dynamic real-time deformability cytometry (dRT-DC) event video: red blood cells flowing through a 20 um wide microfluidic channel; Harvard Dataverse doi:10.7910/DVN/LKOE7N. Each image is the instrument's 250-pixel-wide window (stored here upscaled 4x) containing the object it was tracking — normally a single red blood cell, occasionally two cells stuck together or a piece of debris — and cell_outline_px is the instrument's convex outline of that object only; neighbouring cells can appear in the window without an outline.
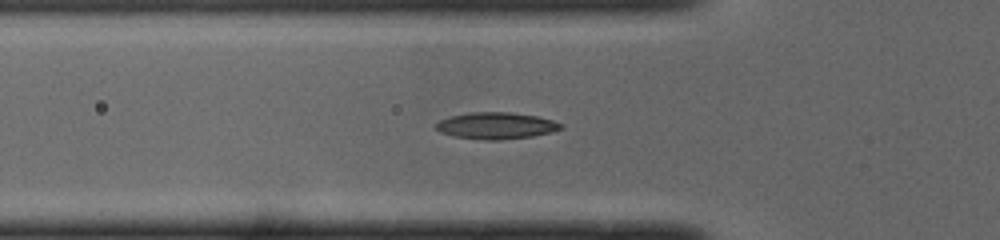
{"species": "common noctule bat (a hibernating species)", "species_latin": "Nyctalus noctula", "temperature_condition": "cold", "stored_images_in_passage": 36, "camera_frame_rate_fps": 3000, "um_per_image_px": 0.085, "animal": {"sex": "male", "body_mass_g": 19.0, "forearm_length_mm": 50.8}, "frame": {"image": 1, "passage_image": 6, "time_ms": 1.667, "image_size_px": [1000, 240], "cell_outline_px": [[564, 128], [552, 132], [532, 136], [500, 140], [484, 140], [452, 136], [440, 132], [436, 128], [436, 124], [440, 120], [452, 116], [468, 112], [508, 112], [536, 116], [552, 120], [564, 124]], "centroid_in_image_um": [42.19, 10.69], "position_along_channel_um": 83.6, "area_um2": 19.42}}
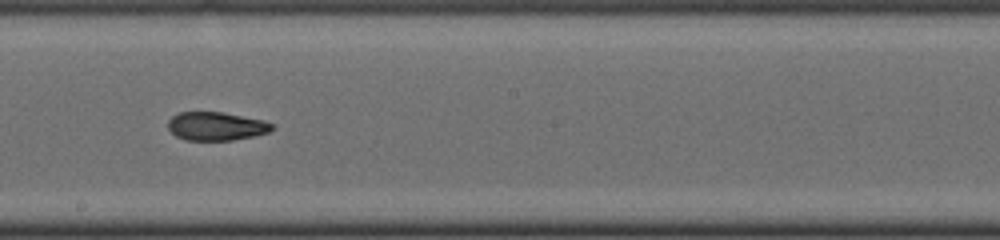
{"frame": {"image": 2, "passage_image": 17, "time_ms": 5.333, "image_size_px": [1000, 240], "cell_outline_px": [[276, 128], [268, 132], [256, 136], [232, 140], [184, 140], [176, 136], [168, 128], [168, 120], [172, 116], [180, 112], [224, 112], [264, 120], [272, 124]], "centroid_in_image_um": [18.4, 10.73], "position_along_channel_um": 229.8, "area_um2": 17.4}}
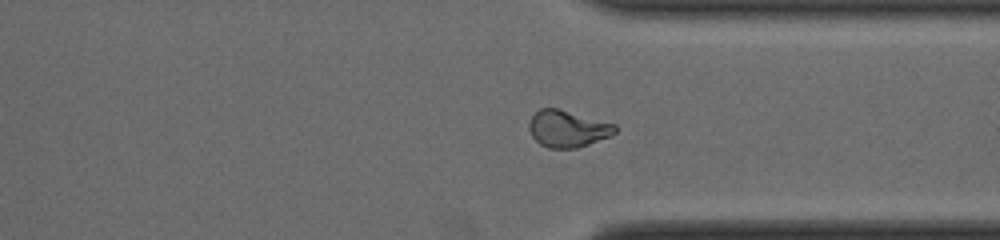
{"frame": {"image": 3, "passage_image": 27, "time_ms": 8.667, "image_size_px": [1000, 240], "cell_outline_px": [[616, 132], [612, 136], [576, 148], [548, 148], [540, 144], [532, 136], [528, 128], [528, 124], [532, 116], [540, 108], [556, 108], [616, 124]], "centroid_in_image_um": [48.25, 10.95], "position_along_channel_um": 363.2, "area_um2": 18.38}, "authors_computed_cell_mechanics": {"area_um2": 18.4093, "velocity_mm_per_s": 3.997, "shape_relaxation_time_tau1_ms": null, "shape_relaxation_time_tau2_ms": 2.8931, "deformation_change_tau1": null, "deformation_change_tau2": 0.0878}}